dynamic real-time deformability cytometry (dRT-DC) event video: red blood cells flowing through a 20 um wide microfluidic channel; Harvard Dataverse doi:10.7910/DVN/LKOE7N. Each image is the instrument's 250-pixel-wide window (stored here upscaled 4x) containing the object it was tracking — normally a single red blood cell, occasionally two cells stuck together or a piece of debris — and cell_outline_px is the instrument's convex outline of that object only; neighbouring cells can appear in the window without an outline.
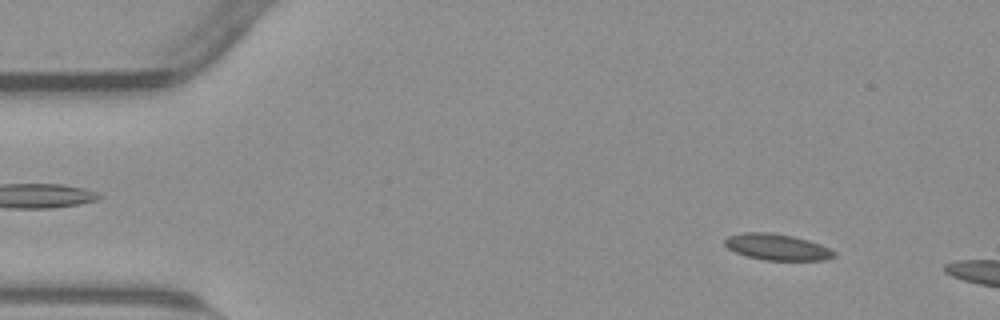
{"species": "common noctule bat (a hibernating species)", "species_latin": "Nyctalus noctula", "temperature_condition": "warm", "stored_images_in_passage": 10, "camera_frame_rate_fps": 3000, "um_per_image_px": 0.085, "animal": {"sex": "male", "body_mass_g": 23.1, "forearm_length_mm": 52.7}, "frame": {"image": 1, "passage_image": 5, "time_ms": 1.333, "image_size_px": [1000, 320], "cell_outline_px": [[836, 256], [824, 260], [764, 260], [748, 256], [736, 252], [728, 248], [724, 244], [724, 240], [728, 236], [744, 232], [768, 232], [792, 236], [808, 240], [820, 244], [836, 252]], "centroid_in_image_um": [66.05, 20.99], "position_along_channel_um": 18.9, "area_um2": 16.59}}